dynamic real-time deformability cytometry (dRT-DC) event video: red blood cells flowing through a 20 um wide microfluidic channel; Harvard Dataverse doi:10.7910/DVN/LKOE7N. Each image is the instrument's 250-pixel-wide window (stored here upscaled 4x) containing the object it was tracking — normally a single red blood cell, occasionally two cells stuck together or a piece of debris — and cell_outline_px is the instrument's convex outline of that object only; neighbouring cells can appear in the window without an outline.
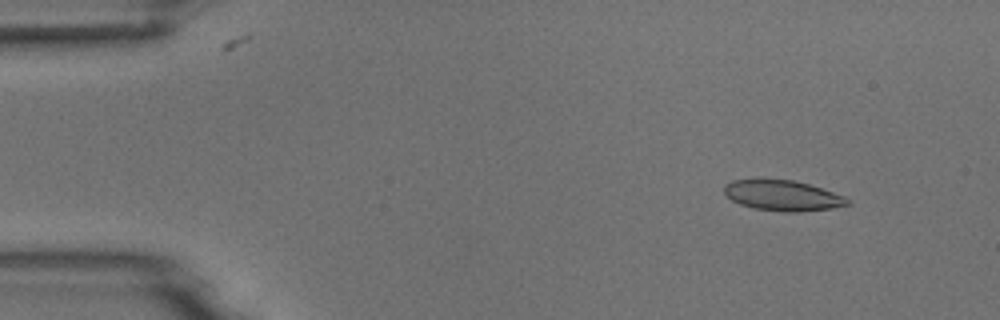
{"species": "common noctule bat (a hibernating species)", "species_latin": "Nyctalus noctula", "temperature_condition": "room temperature", "stored_images_in_passage": 4, "camera_frame_rate_fps": 3000, "um_per_image_px": 0.085, "animal": {"sex": "male", "body_mass_g": 18.8}, "frame": {"image": 1, "passage_image": 2, "time_ms": 1.333, "image_size_px": [1000, 320], "cell_outline_px": [[852, 204], [832, 208], [796, 212], [784, 212], [756, 208], [740, 204], [732, 200], [724, 192], [724, 184], [732, 180], [792, 180], [808, 184], [844, 196], [852, 200]], "centroid_in_image_um": [66.56, 16.63], "position_along_channel_um": 18.4, "area_um2": 21.62}}
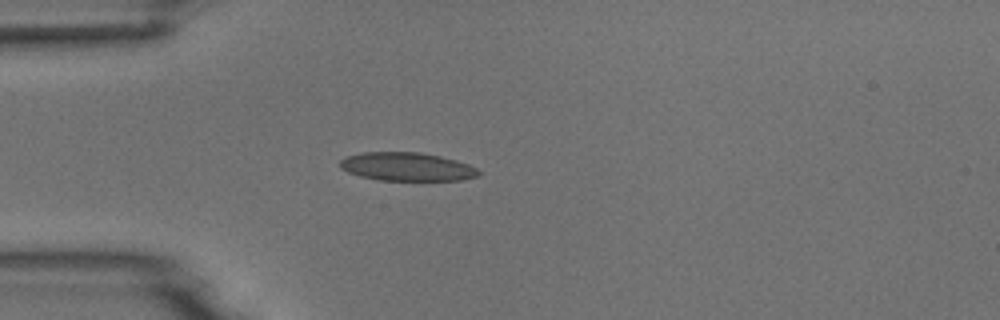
{"frame": {"image": 2, "passage_image": 4, "time_ms": 4.333, "image_size_px": [1000, 320], "cell_outline_px": [[480, 176], [464, 180], [380, 180], [360, 176], [348, 172], [340, 168], [340, 160], [348, 156], [360, 152], [420, 152], [440, 156], [456, 160], [468, 164], [476, 168], [480, 172]], "centroid_in_image_um": [34.6, 14.17], "position_along_channel_um": 50.4, "area_um2": 23.0}}